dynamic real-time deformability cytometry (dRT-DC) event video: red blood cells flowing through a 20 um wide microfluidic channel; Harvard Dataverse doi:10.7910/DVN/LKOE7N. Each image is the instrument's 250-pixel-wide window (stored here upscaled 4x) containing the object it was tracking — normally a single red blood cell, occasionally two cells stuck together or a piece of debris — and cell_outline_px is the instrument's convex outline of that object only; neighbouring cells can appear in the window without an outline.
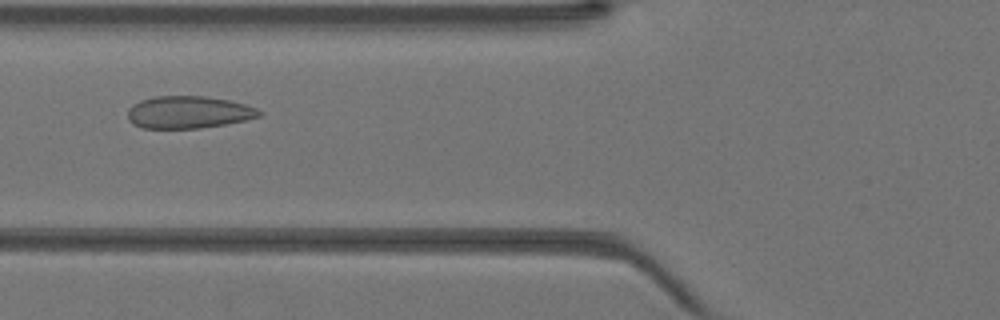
{"species": "Egyptian fruit bat (a non-hibernating species)", "species_latin": "Rousettus aegyptiacus", "temperature_condition": "warm", "stored_images_in_passage": 39, "camera_frame_rate_fps": 3000, "um_per_image_px": 0.085, "animal": {"sex": "female"}, "frame": {"image": 1, "passage_image": 13, "time_ms": 4.0, "image_size_px": [1000, 320], "cell_outline_px": [[264, 112], [260, 116], [244, 120], [224, 124], [200, 128], [144, 128], [132, 124], [128, 120], [128, 108], [132, 104], [140, 100], [156, 96], [208, 96], [228, 100], [244, 104], [256, 108]], "centroid_in_image_um": [15.99, 9.53], "position_along_channel_um": 109.8, "area_um2": 24.8}}
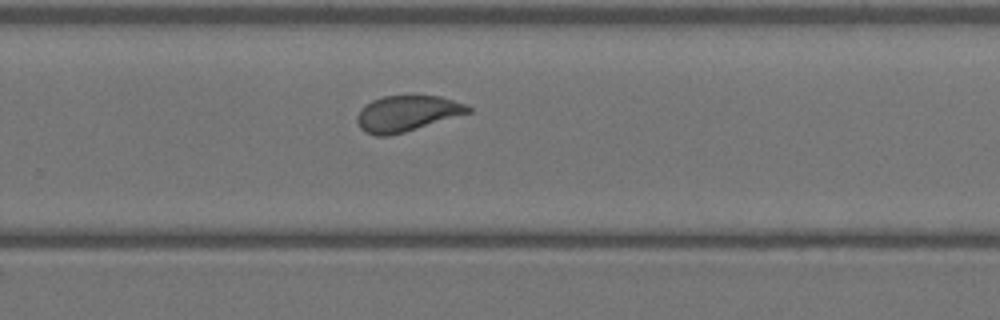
{"frame": {"image": 2, "passage_image": 25, "time_ms": 8.0, "image_size_px": [1000, 320], "cell_outline_px": [[472, 112], [404, 132], [388, 136], [376, 136], [364, 132], [360, 128], [356, 120], [356, 116], [360, 108], [364, 104], [372, 100], [384, 96], [440, 96], [468, 104], [472, 108]], "centroid_in_image_um": [34.57, 9.64], "position_along_channel_um": 295.2, "area_um2": 23.35}}
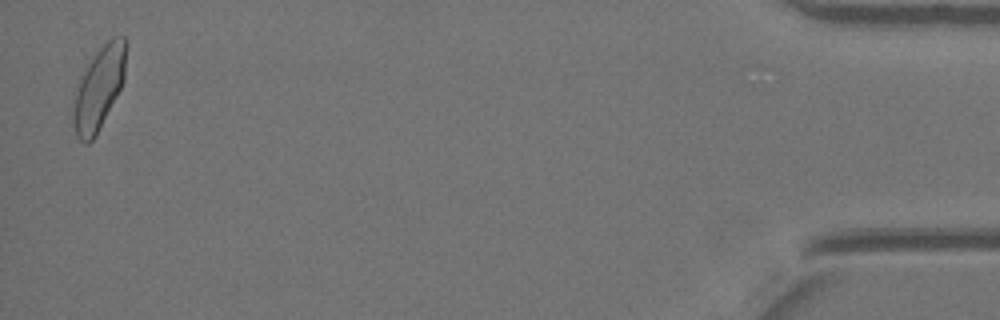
{"frame": {"image": 3, "passage_image": 39, "time_ms": 12.667, "image_size_px": [1000, 320], "cell_outline_px": [[128, 44], [124, 80], [96, 136], [88, 144], [84, 144], [76, 136], [72, 120], [72, 112], [76, 92], [80, 80], [92, 56], [112, 36], [124, 36], [128, 40]], "centroid_in_image_um": [8.43, 7.47], "position_along_channel_um": 426.8, "area_um2": 25.49}}